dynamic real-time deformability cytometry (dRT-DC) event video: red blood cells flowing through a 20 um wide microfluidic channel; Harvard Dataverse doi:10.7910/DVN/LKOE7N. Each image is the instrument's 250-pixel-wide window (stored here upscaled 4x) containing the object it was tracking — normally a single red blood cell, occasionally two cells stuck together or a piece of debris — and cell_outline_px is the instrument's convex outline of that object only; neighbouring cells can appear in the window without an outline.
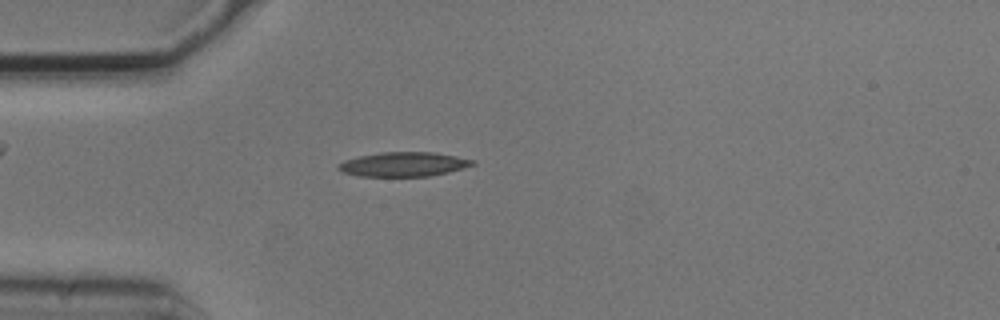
{"species": "common noctule bat (a hibernating species)", "species_latin": "Nyctalus noctula", "temperature_condition": "cold", "stored_images_in_passage": 2, "camera_frame_rate_fps": 3000, "um_per_image_px": 0.085, "animal": {"sex": "male", "body_mass_g": 20.5, "forearm_length_mm": 52.5}, "frame": {"image": 1, "passage_image": 1, "time_ms": 0.0, "image_size_px": [1000, 320], "cell_outline_px": [[476, 164], [464, 168], [432, 176], [360, 176], [340, 172], [336, 168], [336, 164], [344, 160], [360, 156], [380, 152], [436, 152], [476, 160]], "centroid_in_image_um": [34.3, 13.96], "position_along_channel_um": 50.7, "area_um2": 19.31}}